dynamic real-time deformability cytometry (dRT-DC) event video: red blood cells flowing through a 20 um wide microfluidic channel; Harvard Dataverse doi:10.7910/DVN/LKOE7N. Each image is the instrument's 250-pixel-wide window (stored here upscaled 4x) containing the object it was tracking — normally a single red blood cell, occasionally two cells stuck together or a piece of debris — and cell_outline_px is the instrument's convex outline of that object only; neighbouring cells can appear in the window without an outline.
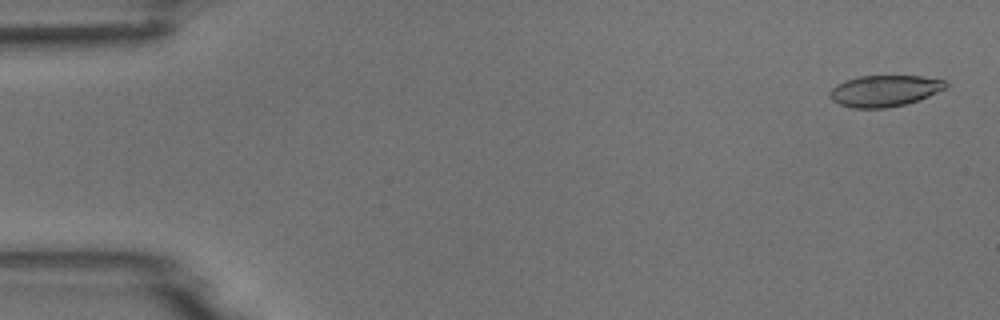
{"species": "common noctule bat (a hibernating species)", "species_latin": "Nyctalus noctula", "temperature_condition": "room temperature", "stored_images_in_passage": 2, "camera_frame_rate_fps": 3000, "um_per_image_px": 0.085, "animal": {"sex": "male", "body_mass_g": 18.8}, "frame": {"image": 1, "passage_image": 1, "time_ms": 0.0, "image_size_px": [1000, 320], "cell_outline_px": [[948, 84], [944, 88], [928, 96], [904, 104], [888, 108], [852, 108], [840, 104], [832, 100], [828, 96], [828, 92], [836, 84], [844, 80], [860, 76], [924, 76], [944, 80]], "centroid_in_image_um": [75.13, 7.71], "position_along_channel_um": 9.9, "area_um2": 21.1}}